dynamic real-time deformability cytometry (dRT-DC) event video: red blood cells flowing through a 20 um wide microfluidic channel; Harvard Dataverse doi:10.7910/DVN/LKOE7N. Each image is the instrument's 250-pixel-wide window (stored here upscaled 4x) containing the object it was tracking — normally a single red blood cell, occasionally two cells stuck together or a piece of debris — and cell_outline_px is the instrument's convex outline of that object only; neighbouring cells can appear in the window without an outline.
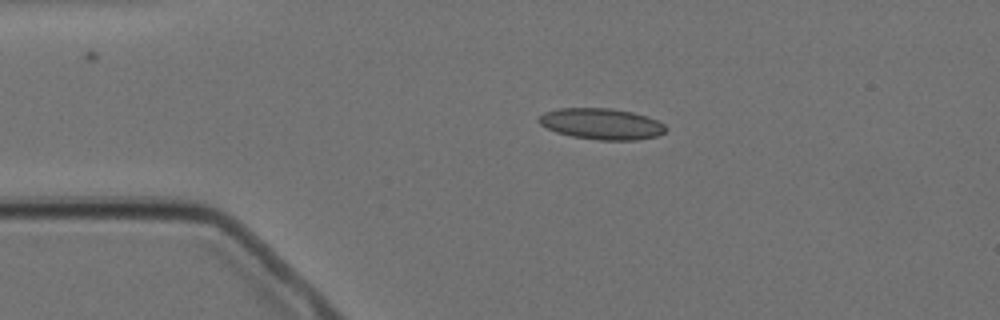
{"species": "Egyptian fruit bat (a non-hibernating species)", "species_latin": "Rousettus aegyptiacus", "temperature_condition": "cold", "stored_images_in_passage": 3, "camera_frame_rate_fps": 3000, "um_per_image_px": 0.085, "animal": {"sex": "female"}, "frame": {"image": 1, "passage_image": 2, "time_ms": 1.333, "image_size_px": [1000, 320], "cell_outline_px": [[668, 128], [664, 132], [656, 136], [636, 140], [600, 140], [572, 136], [556, 132], [540, 124], [536, 120], [544, 112], [556, 108], [608, 108], [632, 112], [656, 120], [664, 124]], "centroid_in_image_um": [51.1, 10.53], "position_along_channel_um": 33.9, "area_um2": 22.89}}